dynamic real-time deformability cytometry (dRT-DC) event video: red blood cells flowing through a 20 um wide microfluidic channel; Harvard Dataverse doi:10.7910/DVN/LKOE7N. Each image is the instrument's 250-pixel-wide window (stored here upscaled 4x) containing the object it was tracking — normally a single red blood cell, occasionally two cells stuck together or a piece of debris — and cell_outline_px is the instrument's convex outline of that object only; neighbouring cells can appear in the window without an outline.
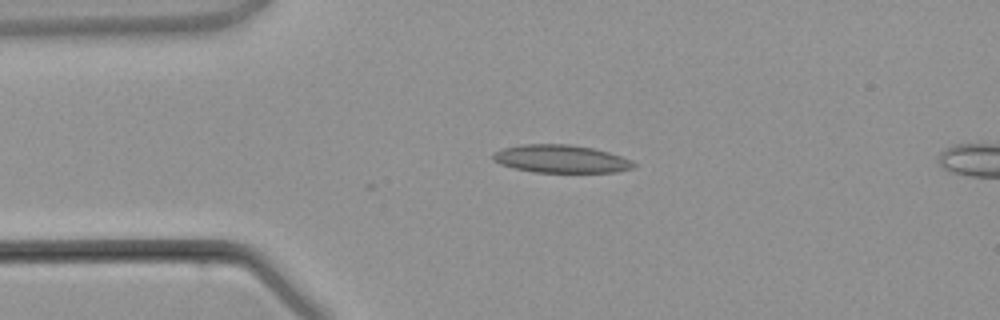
{"species": "common noctule bat (a hibernating species)", "species_latin": "Nyctalus noctula", "temperature_condition": "warm", "stored_images_in_passage": 2, "camera_frame_rate_fps": 3000, "um_per_image_px": 0.085, "animal": {"sex": "male", "body_mass_g": 21.5, "forearm_length_mm": 52.0}, "frame": {"image": 1, "passage_image": 1, "time_ms": 0.0, "image_size_px": [1000, 320], "cell_outline_px": [[636, 164], [632, 168], [616, 172], [532, 172], [512, 168], [500, 164], [492, 160], [492, 156], [496, 152], [504, 148], [524, 144], [568, 144], [592, 148], [608, 152], [632, 160]], "centroid_in_image_um": [47.66, 13.51], "position_along_channel_um": 37.3, "area_um2": 22.77}}
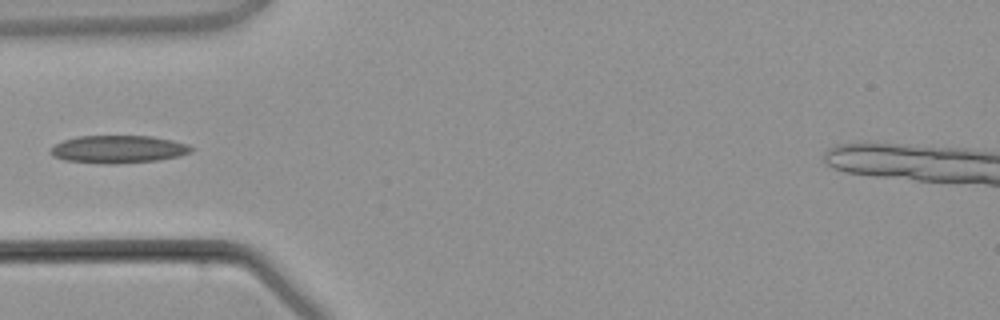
{"frame": {"image": 2, "passage_image": 2, "time_ms": 1.333, "image_size_px": [1000, 320], "cell_outline_px": [[196, 148], [192, 152], [180, 156], [156, 160], [116, 164], [108, 164], [64, 160], [52, 156], [52, 148], [56, 144], [64, 140], [76, 136], [152, 136], [172, 140], [188, 144]], "centroid_in_image_um": [10.11, 12.68], "position_along_channel_um": 74.9, "area_um2": 22.72}}